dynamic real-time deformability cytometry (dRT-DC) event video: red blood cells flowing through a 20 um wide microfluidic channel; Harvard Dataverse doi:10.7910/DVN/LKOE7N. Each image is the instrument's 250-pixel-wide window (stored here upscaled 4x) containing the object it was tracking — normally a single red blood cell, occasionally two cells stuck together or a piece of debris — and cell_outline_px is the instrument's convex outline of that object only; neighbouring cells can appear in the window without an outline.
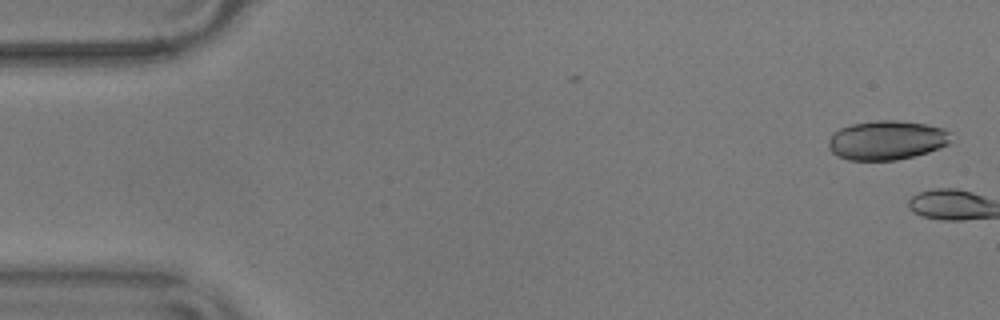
{"species": "common noctule bat (a hibernating species)", "species_latin": "Nyctalus noctula", "temperature_condition": "warm", "stored_images_in_passage": 4, "camera_frame_rate_fps": 3000, "um_per_image_px": 0.085, "animal": {"sex": "male", "body_mass_g": 17.9}, "frame": {"image": 1, "passage_image": 2, "time_ms": 0.333, "image_size_px": [1000, 320], "cell_outline_px": [[952, 144], [928, 152], [896, 160], [848, 160], [836, 156], [828, 148], [828, 140], [832, 132], [840, 128], [852, 124], [876, 120], [896, 120], [924, 124], [944, 128], [948, 132]], "centroid_in_image_um": [75.35, 11.92], "position_along_channel_um": 9.7, "area_um2": 28.21}}